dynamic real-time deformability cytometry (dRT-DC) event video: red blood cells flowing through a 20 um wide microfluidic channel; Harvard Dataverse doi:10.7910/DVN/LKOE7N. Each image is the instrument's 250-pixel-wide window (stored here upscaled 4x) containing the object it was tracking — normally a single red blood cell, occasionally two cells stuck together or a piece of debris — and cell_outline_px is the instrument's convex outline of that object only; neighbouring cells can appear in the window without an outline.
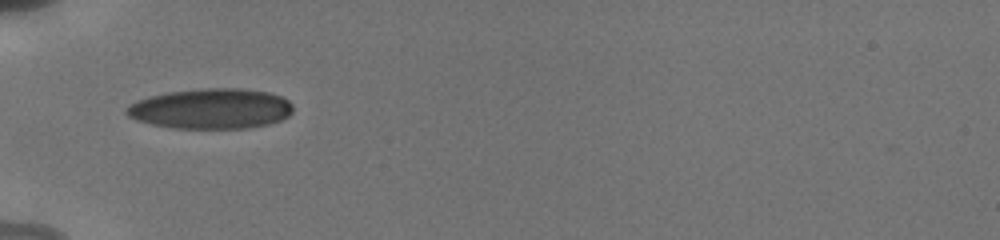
{"species": "human", "species_latin": "Homo sapiens", "temperature_condition": "cold", "stored_images_in_passage": 67, "camera_frame_rate_fps": 3000, "um_per_image_px": 0.085, "donor": {"sex": "male"}, "frame": {"image": 1, "passage_image": 1, "time_ms": 0.0, "image_size_px": [1000, 240], "cell_outline_px": [[292, 112], [288, 116], [280, 120], [268, 124], [248, 128], [172, 128], [152, 124], [136, 120], [128, 116], [124, 112], [124, 108], [128, 104], [136, 100], [148, 96], [168, 92], [204, 88], [240, 88], [268, 92], [280, 96], [288, 100], [292, 104]], "centroid_in_image_um": [17.89, 9.23], "position_along_channel_um": 67.1, "area_um2": 39.3}}
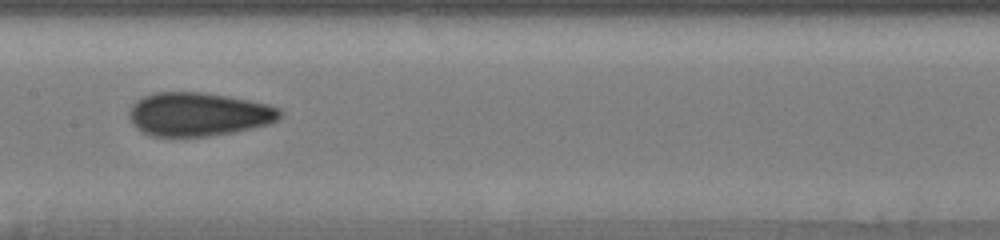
{"frame": {"image": 2, "passage_image": 18, "time_ms": 3.333, "image_size_px": [1000, 240], "cell_outline_px": [[284, 112], [280, 120], [268, 124], [252, 128], [232, 132], [208, 136], [152, 136], [140, 132], [132, 124], [128, 116], [128, 112], [132, 104], [136, 100], [144, 96], [156, 92], [204, 92], [228, 96], [268, 104], [280, 108]], "centroid_in_image_um": [16.87, 9.71], "position_along_channel_um": 190.5, "area_um2": 38.67}}
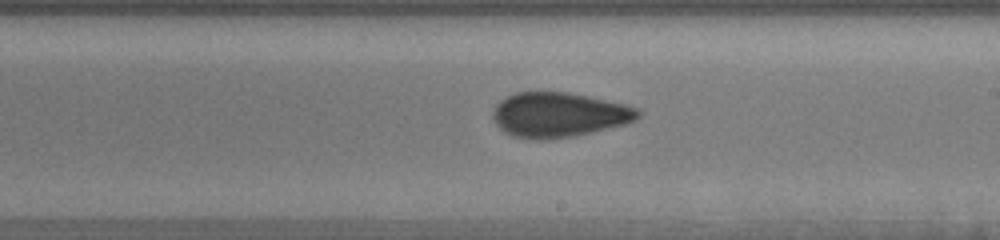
{"frame": {"image": 3, "passage_image": 26, "time_ms": 4.667, "image_size_px": [1000, 240], "cell_outline_px": [[640, 116], [636, 120], [624, 124], [572, 136], [544, 140], [532, 140], [512, 136], [504, 132], [496, 124], [492, 116], [492, 112], [496, 104], [504, 96], [516, 92], [568, 92], [624, 104], [636, 108], [640, 112]], "centroid_in_image_um": [47.44, 9.75], "position_along_channel_um": 241.6, "area_um2": 37.8}, "authors_computed_cell_mechanics": {"area_um2": 37.2232, "velocity_mm_per_s": 3.8573, "shape_relaxation_time_tau1_ms": 10.1302, "shape_relaxation_time_tau2_ms": 1.3973, "deformation_change_tau1": 0.2194, "deformation_change_tau2": 0.0733}}